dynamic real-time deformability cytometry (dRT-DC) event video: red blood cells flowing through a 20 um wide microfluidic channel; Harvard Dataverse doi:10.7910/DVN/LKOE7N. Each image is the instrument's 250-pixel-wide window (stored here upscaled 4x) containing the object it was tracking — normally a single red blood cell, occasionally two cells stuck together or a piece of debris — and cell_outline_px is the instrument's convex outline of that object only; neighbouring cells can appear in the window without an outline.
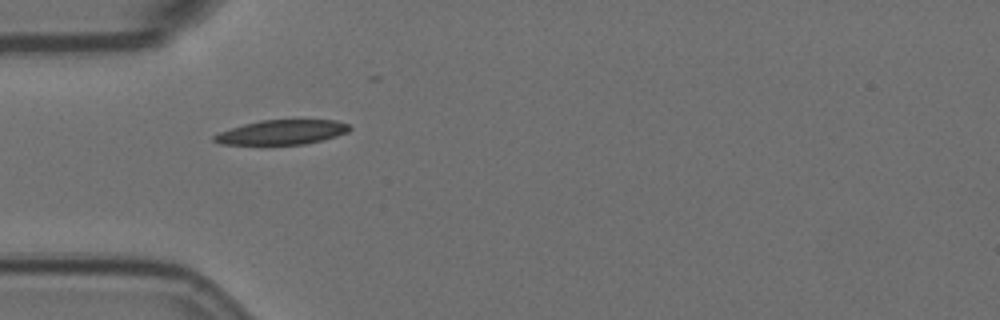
{"species": "Egyptian fruit bat (a non-hibernating species)", "species_latin": "Rousettus aegyptiacus", "temperature_condition": "room temperature", "stored_images_in_passage": 5, "camera_frame_rate_fps": 3000, "um_per_image_px": 0.085, "animal": {"sex": "female"}, "frame": {"image": 1, "passage_image": 5, "time_ms": 5.0, "image_size_px": [1000, 320], "cell_outline_px": [[352, 128], [348, 132], [324, 140], [304, 144], [220, 144], [212, 140], [212, 136], [220, 132], [244, 124], [260, 120], [336, 120], [348, 124]], "centroid_in_image_um": [23.98, 11.24], "position_along_channel_um": 61.0, "area_um2": 19.31}}